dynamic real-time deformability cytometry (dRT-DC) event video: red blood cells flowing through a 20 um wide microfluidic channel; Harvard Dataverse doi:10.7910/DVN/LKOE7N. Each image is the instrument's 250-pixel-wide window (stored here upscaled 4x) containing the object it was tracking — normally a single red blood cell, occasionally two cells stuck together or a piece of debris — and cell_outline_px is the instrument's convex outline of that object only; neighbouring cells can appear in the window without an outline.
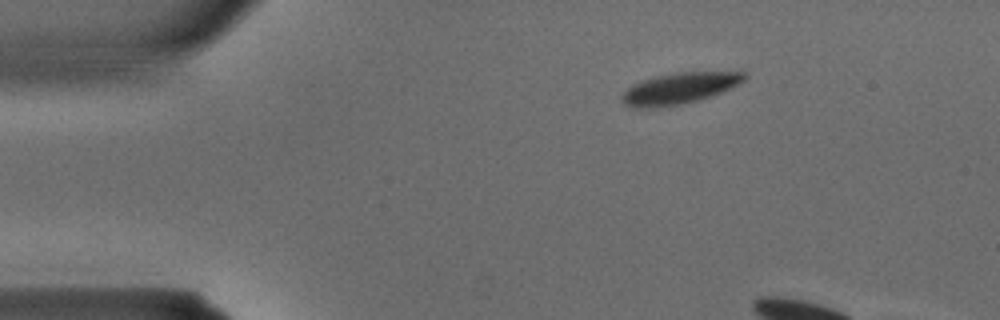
{"species": "common noctule bat (a hibernating species)", "species_latin": "Nyctalus noctula", "temperature_condition": "warm", "stored_images_in_passage": 6, "camera_frame_rate_fps": 3000, "um_per_image_px": 0.085, "animal": {"sex": "male", "body_mass_g": 15.6}, "frame": {"image": 1, "passage_image": 1, "time_ms": 0.0, "image_size_px": [1000, 320], "cell_outline_px": [[748, 76], [744, 80], [720, 92], [696, 100], [680, 104], [660, 108], [632, 108], [624, 104], [620, 100], [620, 96], [632, 84], [656, 76], [676, 72], [744, 72]], "centroid_in_image_um": [57.66, 7.52], "position_along_channel_um": 27.3, "area_um2": 21.96}}